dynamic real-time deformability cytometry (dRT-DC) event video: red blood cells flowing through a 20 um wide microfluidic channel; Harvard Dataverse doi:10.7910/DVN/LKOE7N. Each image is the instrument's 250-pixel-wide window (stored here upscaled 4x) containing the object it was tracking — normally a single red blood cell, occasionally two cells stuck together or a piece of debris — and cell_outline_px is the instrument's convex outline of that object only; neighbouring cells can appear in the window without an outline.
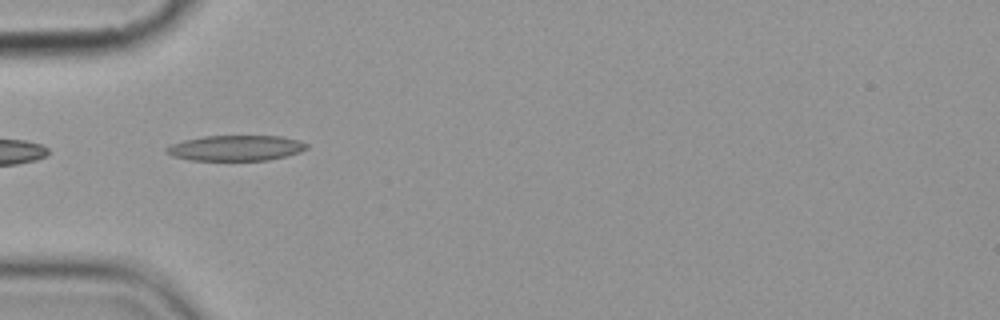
{"species": "common noctule bat (a hibernating species)", "species_latin": "Nyctalus noctula", "temperature_condition": "cold", "stored_images_in_passage": 5, "camera_frame_rate_fps": 3000, "um_per_image_px": 0.085, "animal": {"sex": "female", "body_mass_g": 19.9}, "frame": {"image": 1, "passage_image": 4, "time_ms": 3.333, "image_size_px": [1000, 320], "cell_outline_px": [[308, 148], [300, 152], [268, 160], [188, 160], [172, 156], [164, 152], [164, 148], [168, 144], [184, 140], [204, 136], [280, 136], [300, 140], [308, 144]], "centroid_in_image_um": [19.99, 12.58], "position_along_channel_um": 65.0, "area_um2": 20.98}}
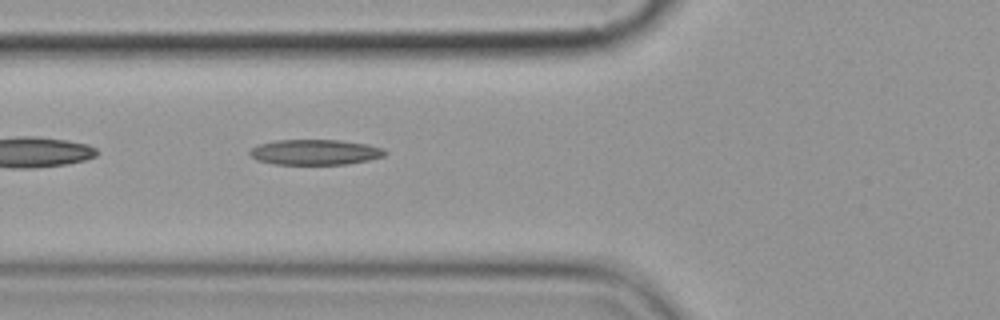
{"frame": {"image": 2, "passage_image": 5, "time_ms": 4.333, "image_size_px": [1000, 320], "cell_outline_px": [[388, 152], [384, 156], [368, 160], [348, 164], [272, 164], [256, 160], [248, 152], [252, 148], [260, 144], [276, 140], [340, 140], [368, 144], [384, 148]], "centroid_in_image_um": [26.81, 12.93], "position_along_channel_um": 99.0, "area_um2": 20.06}}